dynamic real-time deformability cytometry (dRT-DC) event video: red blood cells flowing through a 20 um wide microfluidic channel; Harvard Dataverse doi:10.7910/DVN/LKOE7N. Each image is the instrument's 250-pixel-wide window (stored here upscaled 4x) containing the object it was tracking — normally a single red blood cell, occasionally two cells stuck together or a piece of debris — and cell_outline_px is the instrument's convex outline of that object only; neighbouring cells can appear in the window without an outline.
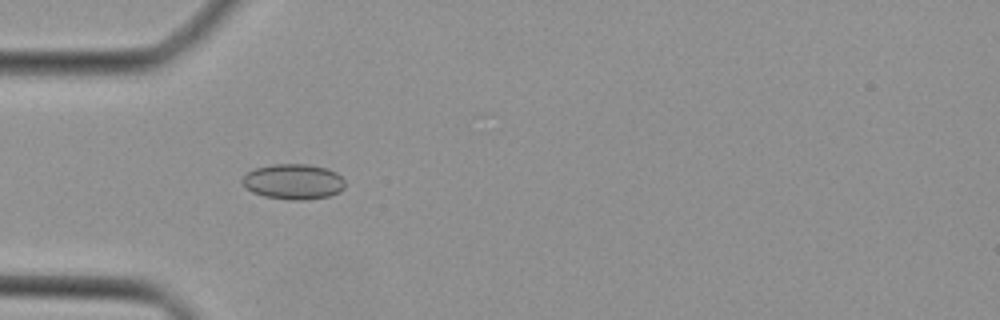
{"species": "Egyptian fruit bat (a non-hibernating species)", "species_latin": "Rousettus aegyptiacus", "temperature_condition": "cold", "stored_images_in_passage": 42, "camera_frame_rate_fps": 3000, "um_per_image_px": 0.085, "animal": {"sex": "female"}, "frame": {"image": 1, "passage_image": 11, "time_ms": 3.333, "image_size_px": [1000, 320], "cell_outline_px": [[344, 188], [340, 192], [328, 196], [308, 200], [292, 200], [264, 196], [252, 192], [240, 180], [248, 172], [256, 168], [272, 164], [308, 164], [328, 168], [336, 172], [344, 180]], "centroid_in_image_um": [24.96, 15.44], "position_along_channel_um": 60.0, "area_um2": 21.21}}
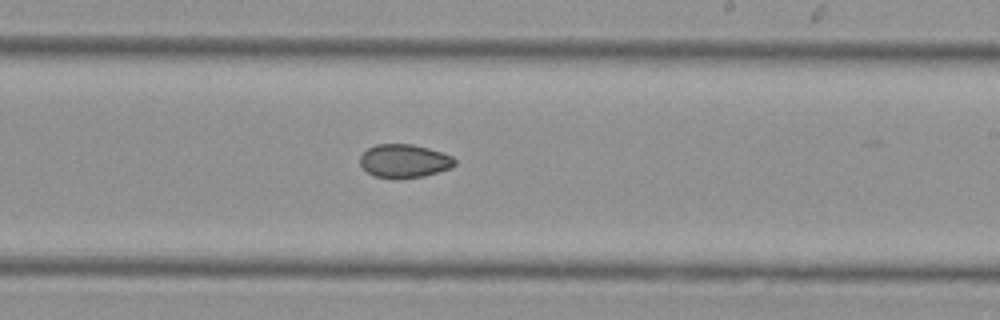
{"frame": {"image": 2, "passage_image": 24, "time_ms": 7.667, "image_size_px": [1000, 320], "cell_outline_px": [[456, 164], [452, 168], [424, 176], [376, 176], [368, 172], [360, 164], [360, 156], [368, 148], [376, 144], [412, 144], [428, 148], [452, 156], [456, 160]], "centroid_in_image_um": [34.39, 13.64], "position_along_channel_um": 254.6, "area_um2": 17.92}}
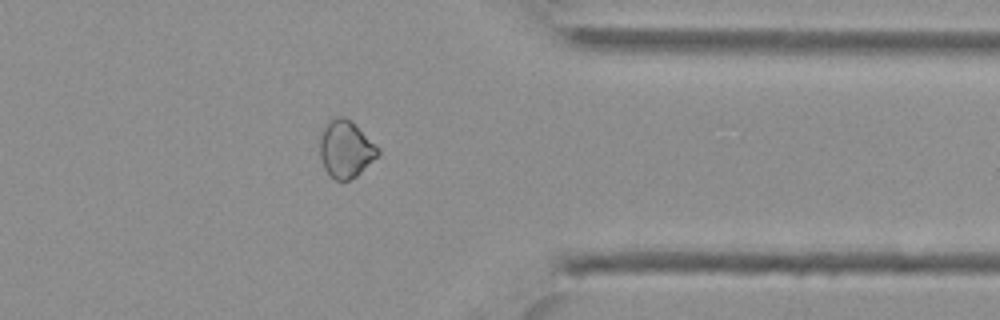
{"frame": {"image": 3, "passage_image": 33, "time_ms": 10.667, "image_size_px": [1000, 320], "cell_outline_px": [[380, 152], [356, 176], [348, 180], [336, 180], [324, 168], [320, 156], [320, 140], [324, 128], [328, 120], [340, 116], [344, 116], [380, 148]], "centroid_in_image_um": [29.37, 12.67], "position_along_channel_um": 382.0, "area_um2": 18.73}}